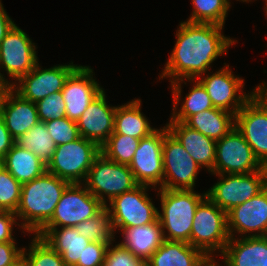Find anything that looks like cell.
I'll list each match as a JSON object with an SVG mask.
<instances>
[{
  "instance_id": "1",
  "label": "cell",
  "mask_w": 267,
  "mask_h": 266,
  "mask_svg": "<svg viewBox=\"0 0 267 266\" xmlns=\"http://www.w3.org/2000/svg\"><path fill=\"white\" fill-rule=\"evenodd\" d=\"M224 26L182 21L176 31L175 47L159 80L169 82L197 79L210 71L211 63L234 45L237 40L224 36Z\"/></svg>"
},
{
  "instance_id": "2",
  "label": "cell",
  "mask_w": 267,
  "mask_h": 266,
  "mask_svg": "<svg viewBox=\"0 0 267 266\" xmlns=\"http://www.w3.org/2000/svg\"><path fill=\"white\" fill-rule=\"evenodd\" d=\"M69 184L48 171L22 184L20 202L15 212L17 219L21 220L22 233L36 234L52 218Z\"/></svg>"
},
{
  "instance_id": "3",
  "label": "cell",
  "mask_w": 267,
  "mask_h": 266,
  "mask_svg": "<svg viewBox=\"0 0 267 266\" xmlns=\"http://www.w3.org/2000/svg\"><path fill=\"white\" fill-rule=\"evenodd\" d=\"M158 195L161 201L158 219L162 226L164 240L184 241L191 245L195 211L207 193L199 194L194 190L159 189Z\"/></svg>"
},
{
  "instance_id": "4",
  "label": "cell",
  "mask_w": 267,
  "mask_h": 266,
  "mask_svg": "<svg viewBox=\"0 0 267 266\" xmlns=\"http://www.w3.org/2000/svg\"><path fill=\"white\" fill-rule=\"evenodd\" d=\"M229 239L227 213L206 196L195 211L191 246L210 257L216 251L222 254Z\"/></svg>"
},
{
  "instance_id": "5",
  "label": "cell",
  "mask_w": 267,
  "mask_h": 266,
  "mask_svg": "<svg viewBox=\"0 0 267 266\" xmlns=\"http://www.w3.org/2000/svg\"><path fill=\"white\" fill-rule=\"evenodd\" d=\"M101 153L93 141L80 136L75 141L56 146L46 171L72 183H84L94 159Z\"/></svg>"
},
{
  "instance_id": "6",
  "label": "cell",
  "mask_w": 267,
  "mask_h": 266,
  "mask_svg": "<svg viewBox=\"0 0 267 266\" xmlns=\"http://www.w3.org/2000/svg\"><path fill=\"white\" fill-rule=\"evenodd\" d=\"M83 184L104 205L139 185L129 165L109 160L102 153L94 159Z\"/></svg>"
},
{
  "instance_id": "7",
  "label": "cell",
  "mask_w": 267,
  "mask_h": 266,
  "mask_svg": "<svg viewBox=\"0 0 267 266\" xmlns=\"http://www.w3.org/2000/svg\"><path fill=\"white\" fill-rule=\"evenodd\" d=\"M216 176L220 181L206 191L207 197L226 213L233 207L257 196L267 187L265 167L249 174H217Z\"/></svg>"
},
{
  "instance_id": "8",
  "label": "cell",
  "mask_w": 267,
  "mask_h": 266,
  "mask_svg": "<svg viewBox=\"0 0 267 266\" xmlns=\"http://www.w3.org/2000/svg\"><path fill=\"white\" fill-rule=\"evenodd\" d=\"M104 208L105 205L83 183H72L66 187L52 218L42 228L75 227Z\"/></svg>"
},
{
  "instance_id": "9",
  "label": "cell",
  "mask_w": 267,
  "mask_h": 266,
  "mask_svg": "<svg viewBox=\"0 0 267 266\" xmlns=\"http://www.w3.org/2000/svg\"><path fill=\"white\" fill-rule=\"evenodd\" d=\"M35 43L16 24L0 43V69L15 82H9L5 74L0 73V81L11 87L22 76L27 75L39 62Z\"/></svg>"
},
{
  "instance_id": "10",
  "label": "cell",
  "mask_w": 267,
  "mask_h": 266,
  "mask_svg": "<svg viewBox=\"0 0 267 266\" xmlns=\"http://www.w3.org/2000/svg\"><path fill=\"white\" fill-rule=\"evenodd\" d=\"M149 188L151 187L147 185H138L114 197L108 202L109 205H105L111 216L113 228L143 226L158 219V208L147 194Z\"/></svg>"
},
{
  "instance_id": "11",
  "label": "cell",
  "mask_w": 267,
  "mask_h": 266,
  "mask_svg": "<svg viewBox=\"0 0 267 266\" xmlns=\"http://www.w3.org/2000/svg\"><path fill=\"white\" fill-rule=\"evenodd\" d=\"M264 167L236 127L216 141L212 175L249 174L260 171Z\"/></svg>"
},
{
  "instance_id": "12",
  "label": "cell",
  "mask_w": 267,
  "mask_h": 266,
  "mask_svg": "<svg viewBox=\"0 0 267 266\" xmlns=\"http://www.w3.org/2000/svg\"><path fill=\"white\" fill-rule=\"evenodd\" d=\"M201 168L168 131L163 140V184L159 189L194 190Z\"/></svg>"
},
{
  "instance_id": "13",
  "label": "cell",
  "mask_w": 267,
  "mask_h": 266,
  "mask_svg": "<svg viewBox=\"0 0 267 266\" xmlns=\"http://www.w3.org/2000/svg\"><path fill=\"white\" fill-rule=\"evenodd\" d=\"M161 128L140 139L129 165L139 185L152 186L155 190L157 186L159 189L163 184V140L169 131L167 125Z\"/></svg>"
},
{
  "instance_id": "14",
  "label": "cell",
  "mask_w": 267,
  "mask_h": 266,
  "mask_svg": "<svg viewBox=\"0 0 267 266\" xmlns=\"http://www.w3.org/2000/svg\"><path fill=\"white\" fill-rule=\"evenodd\" d=\"M224 67L220 68L213 74L201 76L197 79L208 93L211 103L214 108L222 109L233 114L244 106V104L254 95L256 89L245 94L244 79L238 75L235 76L229 68V64L224 63Z\"/></svg>"
},
{
  "instance_id": "15",
  "label": "cell",
  "mask_w": 267,
  "mask_h": 266,
  "mask_svg": "<svg viewBox=\"0 0 267 266\" xmlns=\"http://www.w3.org/2000/svg\"><path fill=\"white\" fill-rule=\"evenodd\" d=\"M235 127L265 166L267 164V103L257 92L235 115Z\"/></svg>"
},
{
  "instance_id": "16",
  "label": "cell",
  "mask_w": 267,
  "mask_h": 266,
  "mask_svg": "<svg viewBox=\"0 0 267 266\" xmlns=\"http://www.w3.org/2000/svg\"><path fill=\"white\" fill-rule=\"evenodd\" d=\"M78 66L71 62L43 69L37 63L33 70L22 76L11 88L23 99L36 103L50 94L62 91L66 79Z\"/></svg>"
},
{
  "instance_id": "17",
  "label": "cell",
  "mask_w": 267,
  "mask_h": 266,
  "mask_svg": "<svg viewBox=\"0 0 267 266\" xmlns=\"http://www.w3.org/2000/svg\"><path fill=\"white\" fill-rule=\"evenodd\" d=\"M227 228L230 238L267 236V187L227 212Z\"/></svg>"
},
{
  "instance_id": "18",
  "label": "cell",
  "mask_w": 267,
  "mask_h": 266,
  "mask_svg": "<svg viewBox=\"0 0 267 266\" xmlns=\"http://www.w3.org/2000/svg\"><path fill=\"white\" fill-rule=\"evenodd\" d=\"M93 75L95 74L91 67L79 65L66 79L62 95L68 119L77 122L87 107L104 90Z\"/></svg>"
},
{
  "instance_id": "19",
  "label": "cell",
  "mask_w": 267,
  "mask_h": 266,
  "mask_svg": "<svg viewBox=\"0 0 267 266\" xmlns=\"http://www.w3.org/2000/svg\"><path fill=\"white\" fill-rule=\"evenodd\" d=\"M103 90L78 119L79 135L101 147L114 132V115L117 106L107 104Z\"/></svg>"
},
{
  "instance_id": "20",
  "label": "cell",
  "mask_w": 267,
  "mask_h": 266,
  "mask_svg": "<svg viewBox=\"0 0 267 266\" xmlns=\"http://www.w3.org/2000/svg\"><path fill=\"white\" fill-rule=\"evenodd\" d=\"M0 115L15 140L39 122L36 103L23 99L11 87L2 91Z\"/></svg>"
},
{
  "instance_id": "21",
  "label": "cell",
  "mask_w": 267,
  "mask_h": 266,
  "mask_svg": "<svg viewBox=\"0 0 267 266\" xmlns=\"http://www.w3.org/2000/svg\"><path fill=\"white\" fill-rule=\"evenodd\" d=\"M168 130L177 138L183 148L202 169L212 173L215 163L216 141L189 128L182 122L169 121Z\"/></svg>"
},
{
  "instance_id": "22",
  "label": "cell",
  "mask_w": 267,
  "mask_h": 266,
  "mask_svg": "<svg viewBox=\"0 0 267 266\" xmlns=\"http://www.w3.org/2000/svg\"><path fill=\"white\" fill-rule=\"evenodd\" d=\"M220 255L228 266H266L267 236L230 238Z\"/></svg>"
},
{
  "instance_id": "23",
  "label": "cell",
  "mask_w": 267,
  "mask_h": 266,
  "mask_svg": "<svg viewBox=\"0 0 267 266\" xmlns=\"http://www.w3.org/2000/svg\"><path fill=\"white\" fill-rule=\"evenodd\" d=\"M36 235L42 237L62 256L66 266H76L91 241L79 235L75 227L41 228Z\"/></svg>"
},
{
  "instance_id": "24",
  "label": "cell",
  "mask_w": 267,
  "mask_h": 266,
  "mask_svg": "<svg viewBox=\"0 0 267 266\" xmlns=\"http://www.w3.org/2000/svg\"><path fill=\"white\" fill-rule=\"evenodd\" d=\"M123 235L121 245L126 247L135 257L147 261L164 241L159 219L143 225L129 228H113Z\"/></svg>"
},
{
  "instance_id": "25",
  "label": "cell",
  "mask_w": 267,
  "mask_h": 266,
  "mask_svg": "<svg viewBox=\"0 0 267 266\" xmlns=\"http://www.w3.org/2000/svg\"><path fill=\"white\" fill-rule=\"evenodd\" d=\"M186 81H193V87L184 97L185 99H183L181 107L177 108L179 101H181V84L183 82L186 85ZM171 87L173 94V112L169 121L184 123L190 116L214 108L204 86L197 79L177 80L171 83Z\"/></svg>"
},
{
  "instance_id": "26",
  "label": "cell",
  "mask_w": 267,
  "mask_h": 266,
  "mask_svg": "<svg viewBox=\"0 0 267 266\" xmlns=\"http://www.w3.org/2000/svg\"><path fill=\"white\" fill-rule=\"evenodd\" d=\"M207 256L184 241L164 240L146 261L147 266H200Z\"/></svg>"
},
{
  "instance_id": "27",
  "label": "cell",
  "mask_w": 267,
  "mask_h": 266,
  "mask_svg": "<svg viewBox=\"0 0 267 266\" xmlns=\"http://www.w3.org/2000/svg\"><path fill=\"white\" fill-rule=\"evenodd\" d=\"M0 164L21 184L32 181L46 171V164L39 157L16 144Z\"/></svg>"
},
{
  "instance_id": "28",
  "label": "cell",
  "mask_w": 267,
  "mask_h": 266,
  "mask_svg": "<svg viewBox=\"0 0 267 266\" xmlns=\"http://www.w3.org/2000/svg\"><path fill=\"white\" fill-rule=\"evenodd\" d=\"M157 128H153L141 112V100L134 99L127 104L118 105L114 115V132L142 139Z\"/></svg>"
},
{
  "instance_id": "29",
  "label": "cell",
  "mask_w": 267,
  "mask_h": 266,
  "mask_svg": "<svg viewBox=\"0 0 267 266\" xmlns=\"http://www.w3.org/2000/svg\"><path fill=\"white\" fill-rule=\"evenodd\" d=\"M184 124L217 141L235 127V114L222 109L211 108L190 116Z\"/></svg>"
},
{
  "instance_id": "30",
  "label": "cell",
  "mask_w": 267,
  "mask_h": 266,
  "mask_svg": "<svg viewBox=\"0 0 267 266\" xmlns=\"http://www.w3.org/2000/svg\"><path fill=\"white\" fill-rule=\"evenodd\" d=\"M15 144L32 151L46 165L51 160L57 146L43 121H39L29 131L18 137Z\"/></svg>"
},
{
  "instance_id": "31",
  "label": "cell",
  "mask_w": 267,
  "mask_h": 266,
  "mask_svg": "<svg viewBox=\"0 0 267 266\" xmlns=\"http://www.w3.org/2000/svg\"><path fill=\"white\" fill-rule=\"evenodd\" d=\"M230 4L228 0H192L194 8L186 22L224 26Z\"/></svg>"
},
{
  "instance_id": "32",
  "label": "cell",
  "mask_w": 267,
  "mask_h": 266,
  "mask_svg": "<svg viewBox=\"0 0 267 266\" xmlns=\"http://www.w3.org/2000/svg\"><path fill=\"white\" fill-rule=\"evenodd\" d=\"M140 139L113 132L100 147L101 153L109 160L119 164L130 165Z\"/></svg>"
},
{
  "instance_id": "33",
  "label": "cell",
  "mask_w": 267,
  "mask_h": 266,
  "mask_svg": "<svg viewBox=\"0 0 267 266\" xmlns=\"http://www.w3.org/2000/svg\"><path fill=\"white\" fill-rule=\"evenodd\" d=\"M75 228L79 232V235L87 238L91 242H105L110 244L112 241H115L111 216L106 208L95 217L81 222Z\"/></svg>"
},
{
  "instance_id": "34",
  "label": "cell",
  "mask_w": 267,
  "mask_h": 266,
  "mask_svg": "<svg viewBox=\"0 0 267 266\" xmlns=\"http://www.w3.org/2000/svg\"><path fill=\"white\" fill-rule=\"evenodd\" d=\"M33 237L29 249L23 247L22 259L26 266H66L62 256L42 237L36 234Z\"/></svg>"
},
{
  "instance_id": "35",
  "label": "cell",
  "mask_w": 267,
  "mask_h": 266,
  "mask_svg": "<svg viewBox=\"0 0 267 266\" xmlns=\"http://www.w3.org/2000/svg\"><path fill=\"white\" fill-rule=\"evenodd\" d=\"M22 184L0 164V211L16 212Z\"/></svg>"
},
{
  "instance_id": "36",
  "label": "cell",
  "mask_w": 267,
  "mask_h": 266,
  "mask_svg": "<svg viewBox=\"0 0 267 266\" xmlns=\"http://www.w3.org/2000/svg\"><path fill=\"white\" fill-rule=\"evenodd\" d=\"M47 131L57 146L75 141L80 137L76 121L66 116L45 122Z\"/></svg>"
},
{
  "instance_id": "37",
  "label": "cell",
  "mask_w": 267,
  "mask_h": 266,
  "mask_svg": "<svg viewBox=\"0 0 267 266\" xmlns=\"http://www.w3.org/2000/svg\"><path fill=\"white\" fill-rule=\"evenodd\" d=\"M39 121L60 119L66 116V104L62 91L50 94L36 102Z\"/></svg>"
},
{
  "instance_id": "38",
  "label": "cell",
  "mask_w": 267,
  "mask_h": 266,
  "mask_svg": "<svg viewBox=\"0 0 267 266\" xmlns=\"http://www.w3.org/2000/svg\"><path fill=\"white\" fill-rule=\"evenodd\" d=\"M104 266H146V261L135 257L119 242L115 246L111 242L106 250Z\"/></svg>"
},
{
  "instance_id": "39",
  "label": "cell",
  "mask_w": 267,
  "mask_h": 266,
  "mask_svg": "<svg viewBox=\"0 0 267 266\" xmlns=\"http://www.w3.org/2000/svg\"><path fill=\"white\" fill-rule=\"evenodd\" d=\"M108 246L105 242H90L82 254V261L76 266H104Z\"/></svg>"
},
{
  "instance_id": "40",
  "label": "cell",
  "mask_w": 267,
  "mask_h": 266,
  "mask_svg": "<svg viewBox=\"0 0 267 266\" xmlns=\"http://www.w3.org/2000/svg\"><path fill=\"white\" fill-rule=\"evenodd\" d=\"M17 242L0 243V266H14L22 259L23 248Z\"/></svg>"
},
{
  "instance_id": "41",
  "label": "cell",
  "mask_w": 267,
  "mask_h": 266,
  "mask_svg": "<svg viewBox=\"0 0 267 266\" xmlns=\"http://www.w3.org/2000/svg\"><path fill=\"white\" fill-rule=\"evenodd\" d=\"M17 216L13 212L0 211V243L2 242H15L13 237L14 225L19 226V222H16Z\"/></svg>"
},
{
  "instance_id": "42",
  "label": "cell",
  "mask_w": 267,
  "mask_h": 266,
  "mask_svg": "<svg viewBox=\"0 0 267 266\" xmlns=\"http://www.w3.org/2000/svg\"><path fill=\"white\" fill-rule=\"evenodd\" d=\"M15 144V139L6 128L5 122L0 115V161Z\"/></svg>"
},
{
  "instance_id": "43",
  "label": "cell",
  "mask_w": 267,
  "mask_h": 266,
  "mask_svg": "<svg viewBox=\"0 0 267 266\" xmlns=\"http://www.w3.org/2000/svg\"><path fill=\"white\" fill-rule=\"evenodd\" d=\"M14 25V21L9 17L0 0V43Z\"/></svg>"
},
{
  "instance_id": "44",
  "label": "cell",
  "mask_w": 267,
  "mask_h": 266,
  "mask_svg": "<svg viewBox=\"0 0 267 266\" xmlns=\"http://www.w3.org/2000/svg\"><path fill=\"white\" fill-rule=\"evenodd\" d=\"M267 84L265 82L259 84V86L257 85L255 87L256 92L265 100V102L267 103Z\"/></svg>"
},
{
  "instance_id": "45",
  "label": "cell",
  "mask_w": 267,
  "mask_h": 266,
  "mask_svg": "<svg viewBox=\"0 0 267 266\" xmlns=\"http://www.w3.org/2000/svg\"><path fill=\"white\" fill-rule=\"evenodd\" d=\"M200 266H222V265H218V261H215V259L213 258V256L207 257L201 264ZM224 266H228L225 262H224Z\"/></svg>"
},
{
  "instance_id": "46",
  "label": "cell",
  "mask_w": 267,
  "mask_h": 266,
  "mask_svg": "<svg viewBox=\"0 0 267 266\" xmlns=\"http://www.w3.org/2000/svg\"><path fill=\"white\" fill-rule=\"evenodd\" d=\"M14 266H26L23 259H21L19 262H17Z\"/></svg>"
},
{
  "instance_id": "47",
  "label": "cell",
  "mask_w": 267,
  "mask_h": 266,
  "mask_svg": "<svg viewBox=\"0 0 267 266\" xmlns=\"http://www.w3.org/2000/svg\"><path fill=\"white\" fill-rule=\"evenodd\" d=\"M6 88V86L0 81V97L2 94V91Z\"/></svg>"
},
{
  "instance_id": "48",
  "label": "cell",
  "mask_w": 267,
  "mask_h": 266,
  "mask_svg": "<svg viewBox=\"0 0 267 266\" xmlns=\"http://www.w3.org/2000/svg\"><path fill=\"white\" fill-rule=\"evenodd\" d=\"M229 2H230V0H228ZM239 1V0H238ZM246 2V3H249V2H251L252 0H240V2Z\"/></svg>"
},
{
  "instance_id": "49",
  "label": "cell",
  "mask_w": 267,
  "mask_h": 266,
  "mask_svg": "<svg viewBox=\"0 0 267 266\" xmlns=\"http://www.w3.org/2000/svg\"><path fill=\"white\" fill-rule=\"evenodd\" d=\"M264 9H265L264 11H265V13H266V16H267V7H265Z\"/></svg>"
}]
</instances>
